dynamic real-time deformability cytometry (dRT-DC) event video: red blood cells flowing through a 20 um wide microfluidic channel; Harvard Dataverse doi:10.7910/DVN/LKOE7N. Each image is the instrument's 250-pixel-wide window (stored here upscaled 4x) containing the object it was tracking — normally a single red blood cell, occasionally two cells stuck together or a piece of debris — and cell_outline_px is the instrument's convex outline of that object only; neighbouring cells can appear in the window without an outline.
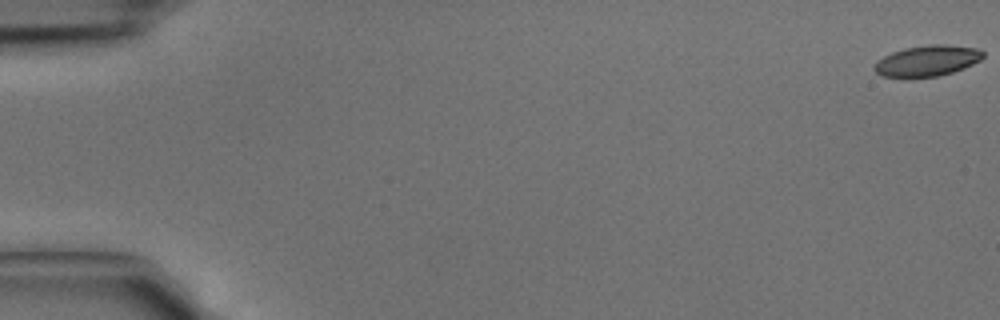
{"species": "common noctule bat (a hibernating species)", "species_latin": "Nyctalus noctula", "temperature_condition": "cold", "stored_images_in_passage": 10, "camera_frame_rate_fps": 3000, "um_per_image_px": 0.085, "animal": {"sex": "male", "body_mass_g": 15.6}, "frame": {"image": 1, "passage_image": 1, "time_ms": 0.0, "image_size_px": [1000, 320], "cell_outline_px": [[984, 56], [980, 60], [964, 68], [940, 76], [880, 76], [872, 68], [876, 60], [892, 52], [904, 48], [928, 44], [944, 44], [980, 48], [984, 52]], "centroid_in_image_um": [78.83, 5.14], "position_along_channel_um": 6.2, "area_um2": 19.54}}